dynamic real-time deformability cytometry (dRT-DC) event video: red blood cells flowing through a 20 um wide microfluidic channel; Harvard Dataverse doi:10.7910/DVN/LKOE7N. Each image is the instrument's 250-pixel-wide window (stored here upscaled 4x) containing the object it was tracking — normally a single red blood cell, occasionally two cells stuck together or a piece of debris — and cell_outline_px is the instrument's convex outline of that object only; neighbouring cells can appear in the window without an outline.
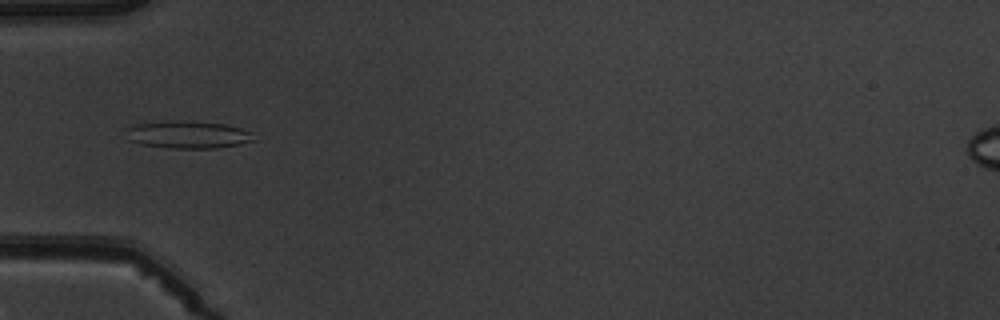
{"species": "common noctule bat (a hibernating species)", "species_latin": "Nyctalus noctula", "temperature_condition": "warm", "stored_images_in_passage": 7, "camera_frame_rate_fps": 3000, "um_per_image_px": 0.085, "animal": {"sex": "male", "body_mass_g": 19.5, "forearm_length_mm": 54.6}, "frame": {"image": 1, "passage_image": 4, "time_ms": 3.667, "image_size_px": [1000, 320], "cell_outline_px": [[256, 140], [240, 144], [216, 148], [172, 148], [140, 144], [128, 140], [128, 128], [136, 124], [192, 120], [224, 124], [240, 128], [252, 132]], "centroid_in_image_um": [16.04, 11.45], "position_along_channel_um": 69.0, "area_um2": 20.23}}
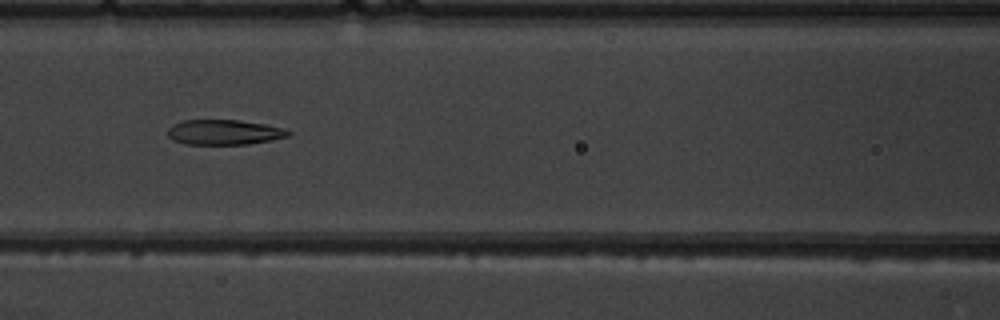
{"frame": {"image": 2, "passage_image": 6, "time_ms": 5.667, "image_size_px": [1000, 320], "cell_outline_px": [[292, 132], [288, 136], [272, 140], [248, 144], [184, 144], [172, 140], [168, 136], [168, 128], [172, 124], [184, 120], [240, 120], [264, 124], [284, 128]], "centroid_in_image_um": [19.04, 11.24], "position_along_channel_um": 147.6, "area_um2": 17.69}}
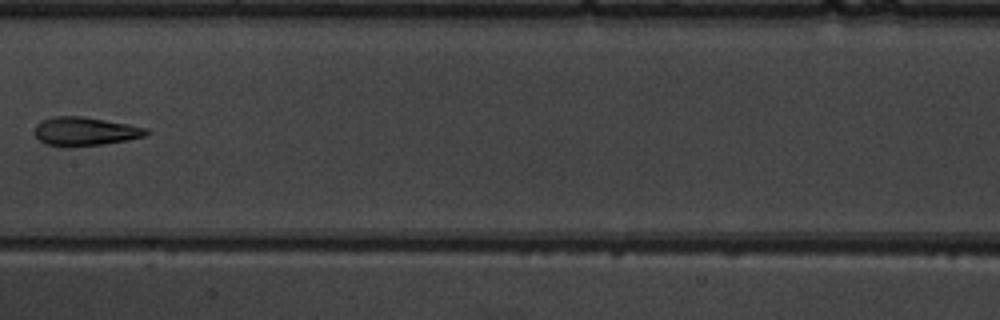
{"frame": {"image": 3, "passage_image": 7, "time_ms": 7.0, "image_size_px": [1000, 320], "cell_outline_px": [[148, 136], [128, 140], [104, 144], [64, 148], [44, 144], [36, 136], [36, 124], [40, 120], [52, 116], [84, 116], [128, 124], [148, 128]], "centroid_in_image_um": [7.22, 11.18], "position_along_channel_um": 200.2, "area_um2": 19.02}}